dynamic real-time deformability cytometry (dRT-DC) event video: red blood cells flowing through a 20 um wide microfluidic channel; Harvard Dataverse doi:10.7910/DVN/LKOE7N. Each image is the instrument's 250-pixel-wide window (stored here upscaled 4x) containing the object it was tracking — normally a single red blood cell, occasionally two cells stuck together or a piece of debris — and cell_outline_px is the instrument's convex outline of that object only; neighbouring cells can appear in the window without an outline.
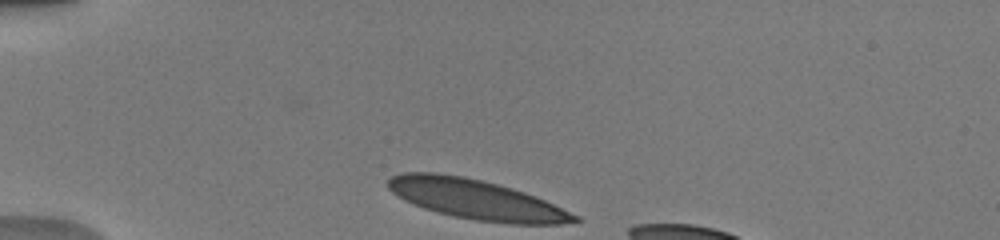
{"species": "human", "species_latin": "Homo sapiens", "temperature_condition": "warm", "stored_images_in_passage": 6, "camera_frame_rate_fps": 3000, "um_per_image_px": 0.085, "donor": {"sex": "male"}, "frame": {"image": 1, "passage_image": 1, "time_ms": 0.0, "image_size_px": [1000, 240], "cell_outline_px": [[580, 220], [560, 224], [512, 224], [476, 220], [456, 216], [424, 208], [404, 200], [392, 192], [388, 188], [388, 180], [392, 176], [400, 172], [436, 172], [464, 176], [512, 188], [536, 196], [580, 216]], "centroid_in_image_um": [40.48, 16.94], "position_along_channel_um": 44.5, "area_um2": 42.95}}
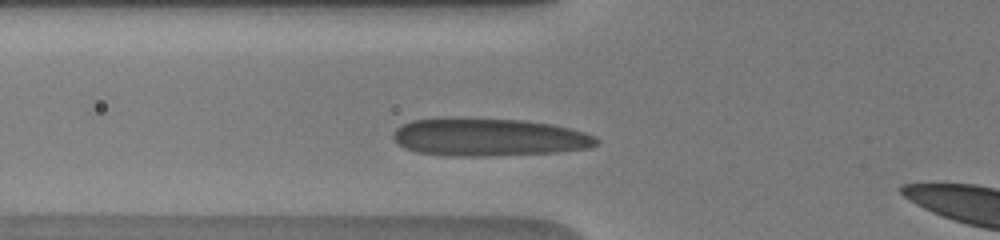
{"frame": {"image": 2, "passage_image": 5, "time_ms": 2.0, "image_size_px": [1000, 240], "cell_outline_px": [[600, 140], [596, 144], [588, 148], [556, 152], [488, 156], [448, 156], [416, 152], [404, 148], [392, 136], [392, 132], [400, 124], [412, 120], [444, 116], [460, 116], [524, 120], [552, 124], [584, 132], [596, 136]], "centroid_in_image_um": [41.47, 11.63], "position_along_channel_um": 84.3, "area_um2": 45.78}}